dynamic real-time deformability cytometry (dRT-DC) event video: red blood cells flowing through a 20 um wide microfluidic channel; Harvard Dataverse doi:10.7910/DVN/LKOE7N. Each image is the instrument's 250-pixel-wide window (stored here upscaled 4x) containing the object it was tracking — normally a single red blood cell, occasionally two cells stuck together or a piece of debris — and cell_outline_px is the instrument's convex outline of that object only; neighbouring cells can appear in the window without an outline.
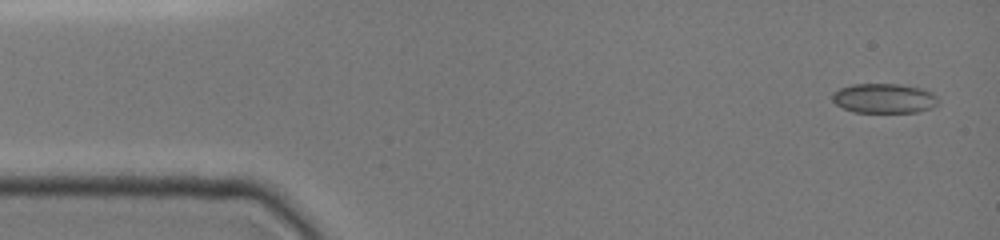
{"species": "common noctule bat (a hibernating species)", "species_latin": "Nyctalus noctula", "temperature_condition": "cold", "stored_images_in_passage": 10, "camera_frame_rate_fps": 3000, "um_per_image_px": 0.085, "animal": {"sex": "female", "body_mass_g": 19.0, "forearm_length_mm": 51.5}, "frame": {"image": 1, "passage_image": 1, "time_ms": 0.0, "image_size_px": [1000, 240], "cell_outline_px": [[940, 100], [932, 108], [916, 112], [856, 112], [844, 108], [836, 104], [832, 100], [832, 92], [840, 88], [852, 84], [900, 84], [920, 88], [932, 92]], "centroid_in_image_um": [75.15, 8.35], "position_along_channel_um": 9.8, "area_um2": 18.32}}
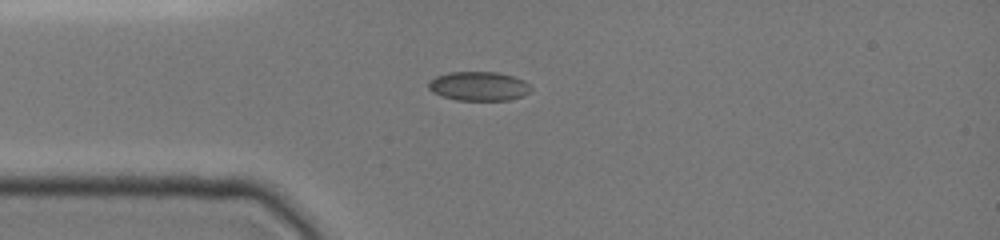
{"frame": {"image": 2, "passage_image": 7, "time_ms": 3.333, "image_size_px": [1000, 240], "cell_outline_px": [[532, 92], [508, 100], [456, 100], [440, 96], [432, 92], [428, 88], [428, 80], [436, 76], [448, 72], [500, 72], [524, 80], [532, 88]], "centroid_in_image_um": [40.67, 7.32], "position_along_channel_um": 44.3, "area_um2": 17.57}}
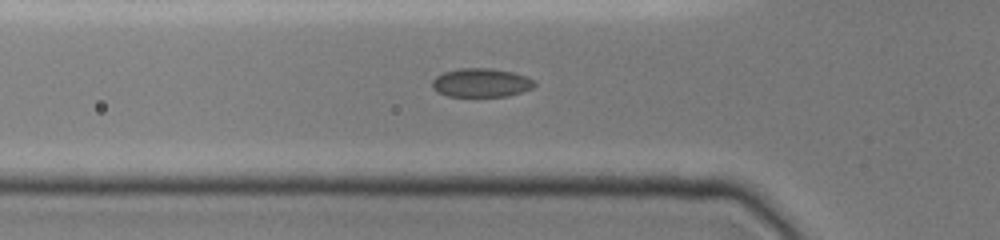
{"frame": {"image": 3, "passage_image": 9, "time_ms": 4.667, "image_size_px": [1000, 240], "cell_outline_px": [[536, 84], [532, 88], [508, 96], [448, 96], [436, 92], [432, 88], [432, 80], [436, 76], [444, 72], [456, 68], [492, 68], [512, 72], [528, 76], [536, 80]], "centroid_in_image_um": [40.9, 7.02], "position_along_channel_um": 84.9, "area_um2": 17.34}}